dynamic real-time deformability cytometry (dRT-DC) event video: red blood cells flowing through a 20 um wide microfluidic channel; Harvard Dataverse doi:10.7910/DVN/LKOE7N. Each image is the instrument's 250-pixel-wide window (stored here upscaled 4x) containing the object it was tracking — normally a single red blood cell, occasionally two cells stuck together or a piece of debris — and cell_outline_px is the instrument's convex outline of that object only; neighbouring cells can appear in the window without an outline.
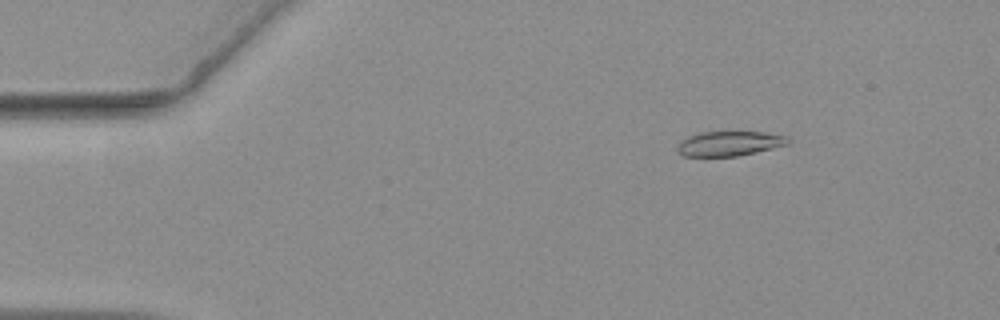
{"species": "common noctule bat (a hibernating species)", "species_latin": "Nyctalus noctula", "temperature_condition": "warm", "stored_images_in_passage": 56, "camera_frame_rate_fps": 3000, "um_per_image_px": 0.085, "animal": {"sex": "female", "body_mass_g": 19.3, "forearm_length_mm": 54.1}, "frame": {"image": 1, "passage_image": 8, "time_ms": 2.333, "image_size_px": [1000, 320], "cell_outline_px": [[792, 140], [788, 144], [756, 152], [736, 156], [684, 156], [676, 152], [676, 148], [680, 140], [688, 136], [700, 132], [764, 132], [788, 136]], "centroid_in_image_um": [61.98, 12.2], "position_along_channel_um": 23.0, "area_um2": 16.07}}
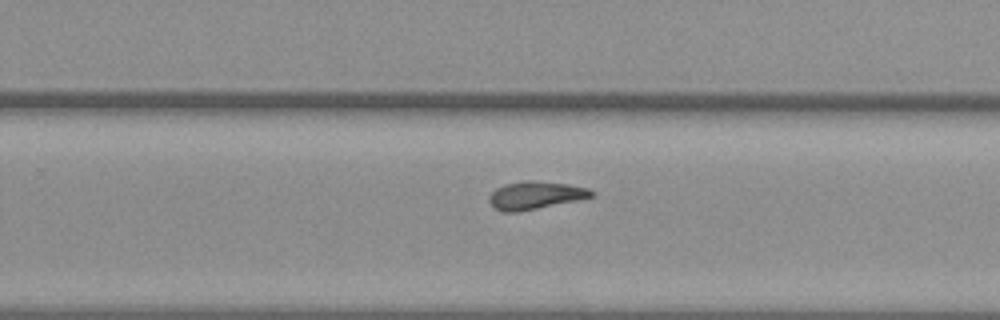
{"frame": {"image": 2, "passage_image": 36, "time_ms": 11.667, "image_size_px": [1000, 320], "cell_outline_px": [[596, 196], [580, 200], [516, 212], [504, 212], [496, 208], [488, 200], [488, 196], [496, 188], [504, 184], [524, 180], [532, 180], [568, 184], [588, 188], [596, 192]], "centroid_in_image_um": [45.55, 16.59], "position_along_channel_um": 284.3, "area_um2": 16.7}}
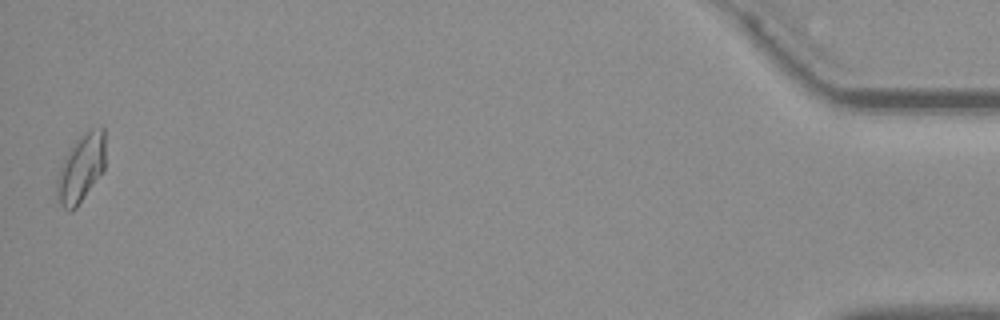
{"frame": {"image": 3, "passage_image": 56, "time_ms": 18.333, "image_size_px": [1000, 320], "cell_outline_px": [[104, 168], [76, 208], [72, 212], [68, 212], [60, 204], [56, 196], [56, 176], [64, 156], [76, 140], [80, 136], [92, 128], [104, 128]], "centroid_in_image_um": [6.83, 14.33], "position_along_channel_um": 428.4, "area_um2": 19.07}, "authors_computed_cell_mechanics": {"area_um2": 16.8487, "velocity_mm_per_s": 3.6175, "shape_relaxation_time_tau1_ms": null, "shape_relaxation_time_tau2_ms": 2.9503, "deformation_change_tau1": null, "deformation_change_tau2": 0.1052}}